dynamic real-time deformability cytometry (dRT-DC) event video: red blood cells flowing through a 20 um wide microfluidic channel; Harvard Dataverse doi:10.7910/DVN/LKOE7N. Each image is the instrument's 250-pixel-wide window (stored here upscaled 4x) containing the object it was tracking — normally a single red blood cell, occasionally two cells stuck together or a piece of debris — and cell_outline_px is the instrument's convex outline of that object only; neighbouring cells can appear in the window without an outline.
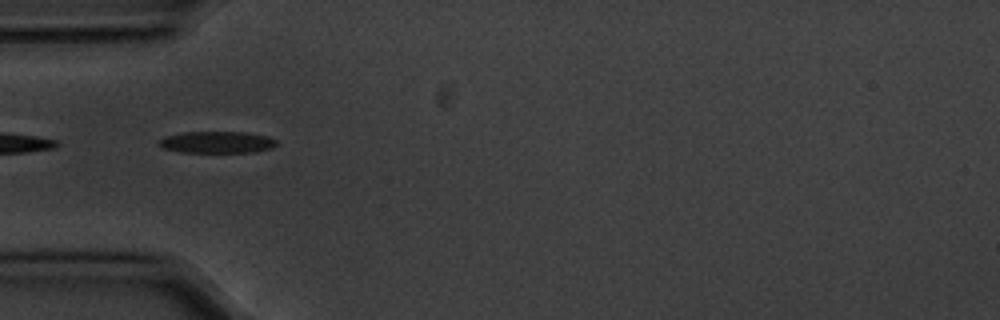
{"species": "common noctule bat (a hibernating species)", "species_latin": "Nyctalus noctula", "temperature_condition": "cold", "stored_images_in_passage": 25, "camera_frame_rate_fps": 3000, "um_per_image_px": 0.085, "animal": {"sex": "male", "body_mass_g": 20.1, "forearm_length_mm": 53.5}, "frame": {"image": 1, "passage_image": 1, "time_ms": 0.0, "image_size_px": [1000, 320], "cell_outline_px": [[276, 144], [272, 148], [256, 152], [180, 152], [160, 148], [156, 144], [164, 136], [184, 132], [244, 132], [268, 136], [276, 140]], "centroid_in_image_um": [18.4, 12.09], "position_along_channel_um": 66.6, "area_um2": 15.03}}
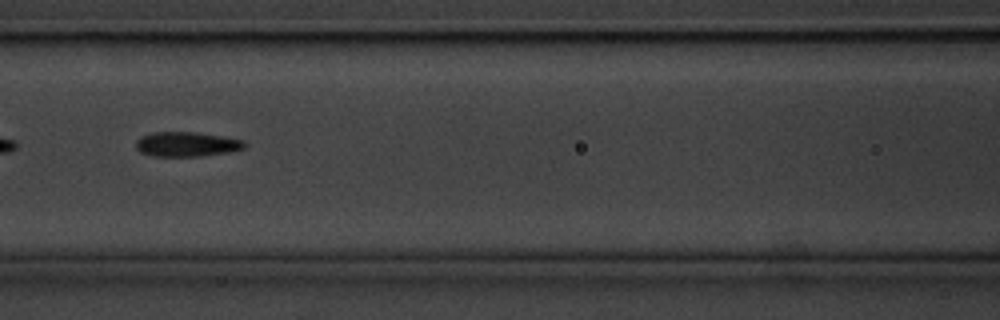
{"frame": {"image": 2, "passage_image": 8, "time_ms": 2.333, "image_size_px": [1000, 320], "cell_outline_px": [[248, 144], [244, 148], [228, 152], [200, 156], [152, 156], [140, 152], [136, 148], [136, 140], [140, 136], [152, 132], [196, 132], [224, 136], [244, 140]], "centroid_in_image_um": [15.87, 12.25], "position_along_channel_um": 150.7, "area_um2": 15.78}}
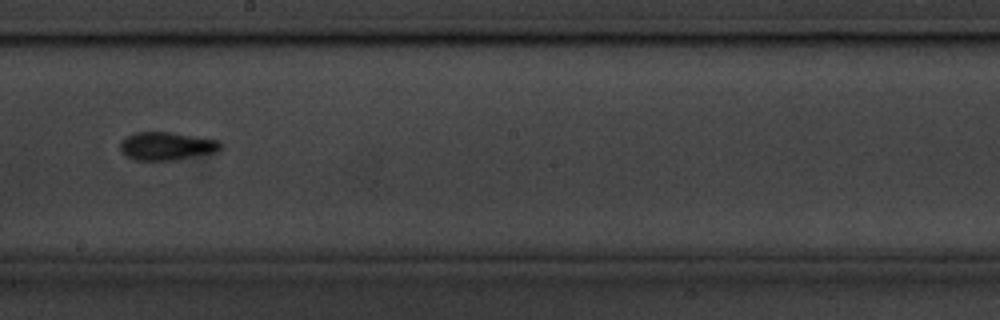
{"frame": {"image": 3, "passage_image": 15, "time_ms": 4.667, "image_size_px": [1000, 320], "cell_outline_px": [[224, 148], [220, 152], [176, 160], [136, 160], [120, 152], [120, 144], [128, 136], [136, 132], [172, 132], [220, 140]], "centroid_in_image_um": [14.26, 12.42], "position_along_channel_um": 233.9, "area_um2": 16.7}}